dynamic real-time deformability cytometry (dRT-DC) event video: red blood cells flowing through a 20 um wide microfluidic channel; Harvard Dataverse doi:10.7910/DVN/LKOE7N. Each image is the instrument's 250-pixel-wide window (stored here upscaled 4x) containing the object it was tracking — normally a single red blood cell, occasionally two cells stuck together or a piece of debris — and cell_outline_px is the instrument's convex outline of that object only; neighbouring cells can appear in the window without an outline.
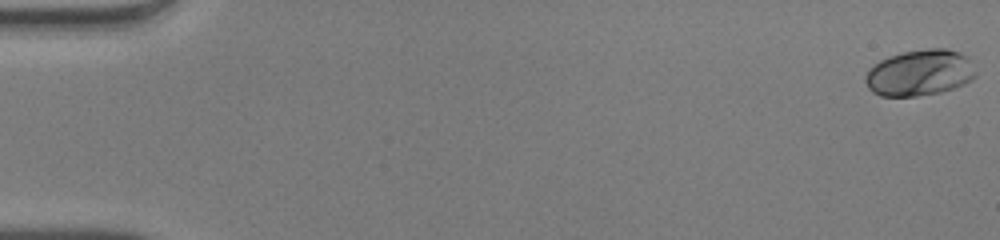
{"species": "human", "species_latin": "Homo sapiens", "temperature_condition": "warm", "stored_images_in_passage": 51, "camera_frame_rate_fps": 3000, "um_per_image_px": 0.085, "donor": {"sex": "male"}, "frame": {"image": 1, "passage_image": 1, "time_ms": 0.0, "image_size_px": [1000, 240], "cell_outline_px": [[976, 76], [972, 80], [964, 84], [940, 92], [916, 96], [880, 96], [872, 92], [868, 88], [864, 80], [864, 76], [868, 68], [880, 60], [888, 56], [904, 52], [928, 48], [944, 48], [960, 52], [968, 56], [976, 72]], "centroid_in_image_um": [78.16, 6.18], "position_along_channel_um": 6.8, "area_um2": 29.94}}
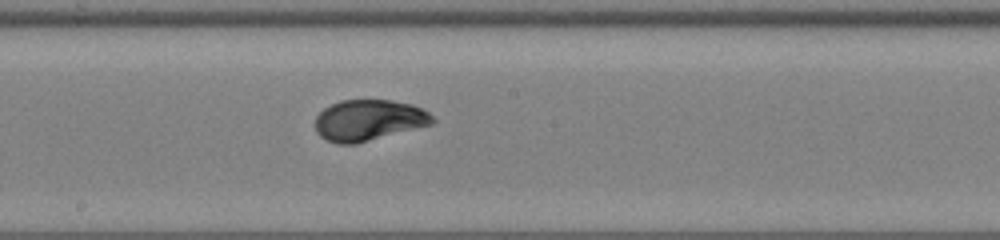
{"frame": {"image": 2, "passage_image": 29, "time_ms": 9.333, "image_size_px": [1000, 240], "cell_outline_px": [[436, 120], [432, 124], [356, 144], [336, 144], [320, 136], [316, 132], [316, 116], [324, 108], [340, 100], [392, 100], [412, 104], [424, 108]], "centroid_in_image_um": [31.35, 10.21], "position_along_channel_um": 216.9, "area_um2": 28.09}}
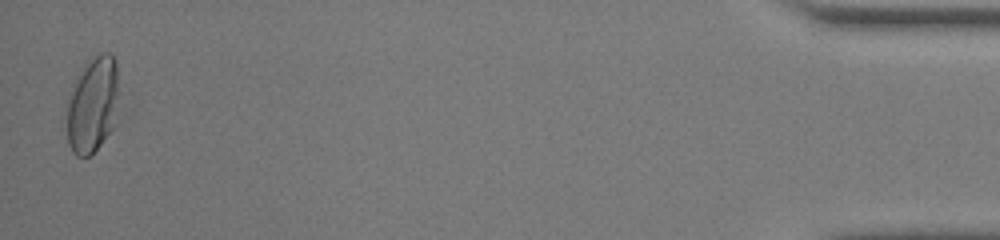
{"frame": {"image": 3, "passage_image": 51, "time_ms": 16.667, "image_size_px": [1000, 240], "cell_outline_px": [[120, 92], [112, 128], [100, 144], [88, 156], [76, 156], [72, 152], [68, 144], [68, 104], [72, 84], [76, 76], [88, 60], [96, 52], [108, 52], [116, 60]], "centroid_in_image_um": [7.89, 8.82], "position_along_channel_um": 427.3, "area_um2": 29.3}, "authors_computed_cell_mechanics": {"area_um2": 27.8596, "velocity_mm_per_s": 4.0916, "shape_relaxation_time_tau1_ms": 3.0357, "shape_relaxation_time_tau2_ms": 0.5322, "deformation_change_tau1": 0.1673, "deformation_change_tau2": 0.0305}}